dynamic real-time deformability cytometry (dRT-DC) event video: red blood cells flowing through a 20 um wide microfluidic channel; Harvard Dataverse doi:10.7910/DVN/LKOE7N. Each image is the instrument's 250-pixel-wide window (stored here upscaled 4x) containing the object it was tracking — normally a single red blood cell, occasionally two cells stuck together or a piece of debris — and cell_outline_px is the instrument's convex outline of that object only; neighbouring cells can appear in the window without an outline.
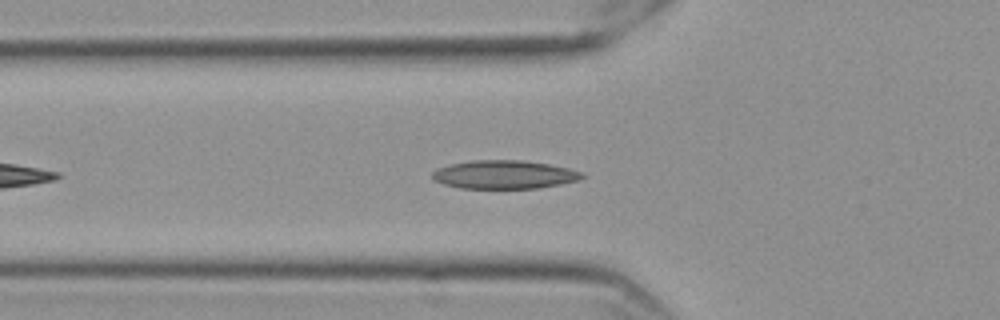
{"species": "Egyptian fruit bat (a non-hibernating species)", "species_latin": "Rousettus aegyptiacus", "temperature_condition": "cold", "stored_images_in_passage": 36, "camera_frame_rate_fps": 3000, "um_per_image_px": 0.085, "frame": {"image": 1, "passage_image": 8, "time_ms": 2.333, "image_size_px": [1000, 320], "cell_outline_px": [[588, 176], [580, 180], [540, 188], [460, 188], [444, 184], [432, 180], [432, 172], [436, 168], [452, 164], [472, 160], [520, 160], [548, 164], [568, 168], [584, 172]], "centroid_in_image_um": [42.89, 14.84], "position_along_channel_um": 82.9, "area_um2": 24.97}}
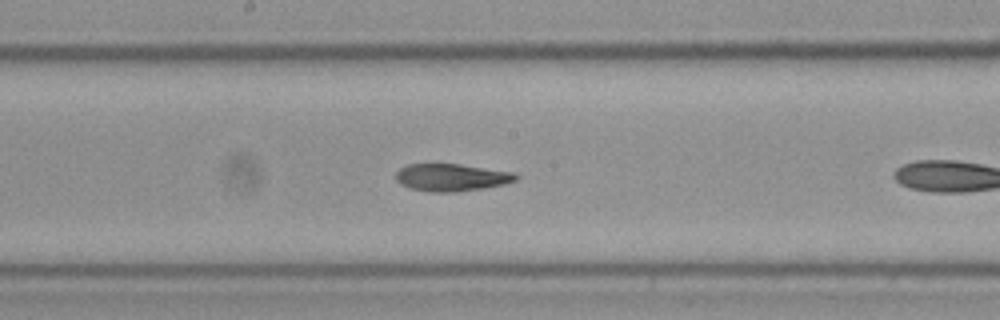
{"frame": {"image": 2, "passage_image": 15, "time_ms": 4.667, "image_size_px": [1000, 320], "cell_outline_px": [[520, 176], [516, 180], [504, 184], [484, 188], [456, 192], [428, 192], [408, 188], [400, 184], [396, 180], [396, 172], [400, 168], [408, 164], [460, 164], [512, 172]], "centroid_in_image_um": [38.35, 15.09], "position_along_channel_um": 209.9, "area_um2": 19.25}}
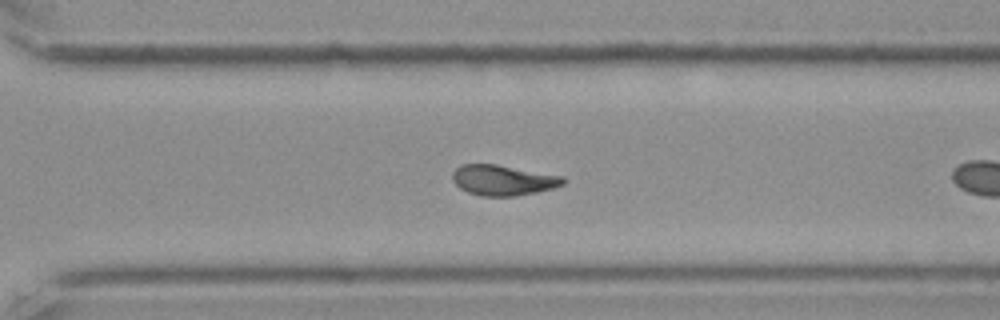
{"frame": {"image": 3, "passage_image": 25, "time_ms": 8.0, "image_size_px": [1000, 320], "cell_outline_px": [[564, 184], [552, 188], [536, 192], [516, 196], [480, 196], [468, 192], [460, 188], [452, 180], [452, 172], [460, 164], [496, 164], [564, 176]], "centroid_in_image_um": [42.73, 15.31], "position_along_channel_um": 327.9, "area_um2": 19.65}, "authors_computed_cell_mechanics": {"area_um2": 20.0855, "velocity_mm_per_s": 3.5643, "shape_relaxation_time_tau1_ms": 10.0408, "shape_relaxation_time_tau2_ms": 1.8658, "deformation_change_tau1": 0.214, "deformation_change_tau2": 0.0774}}